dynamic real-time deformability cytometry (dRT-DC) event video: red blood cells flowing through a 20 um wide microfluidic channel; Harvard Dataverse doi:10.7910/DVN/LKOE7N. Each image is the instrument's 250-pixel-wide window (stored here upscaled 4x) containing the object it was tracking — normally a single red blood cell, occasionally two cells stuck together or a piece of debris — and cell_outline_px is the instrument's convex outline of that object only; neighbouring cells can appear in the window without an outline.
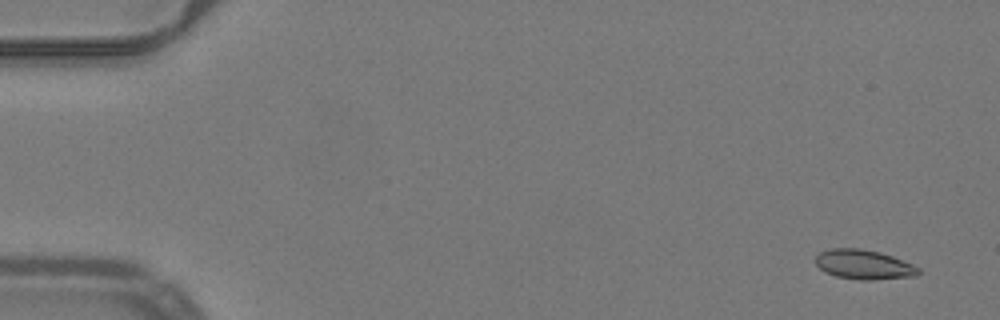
{"species": "common noctule bat (a hibernating species)", "species_latin": "Nyctalus noctula", "temperature_condition": "warm", "stored_images_in_passage": 18, "camera_frame_rate_fps": 3000, "um_per_image_px": 0.085, "animal": {"sex": "male", "body_mass_g": 19.2, "forearm_length_mm": 51.8}, "frame": {"image": 1, "passage_image": 3, "time_ms": 0.667, "image_size_px": [1000, 320], "cell_outline_px": [[920, 272], [916, 276], [872, 280], [860, 280], [836, 276], [824, 272], [816, 264], [816, 256], [820, 252], [832, 248], [860, 248], [880, 252], [892, 256], [912, 264], [920, 268]], "centroid_in_image_um": [73.43, 22.49], "position_along_channel_um": 11.6, "area_um2": 17.74}}
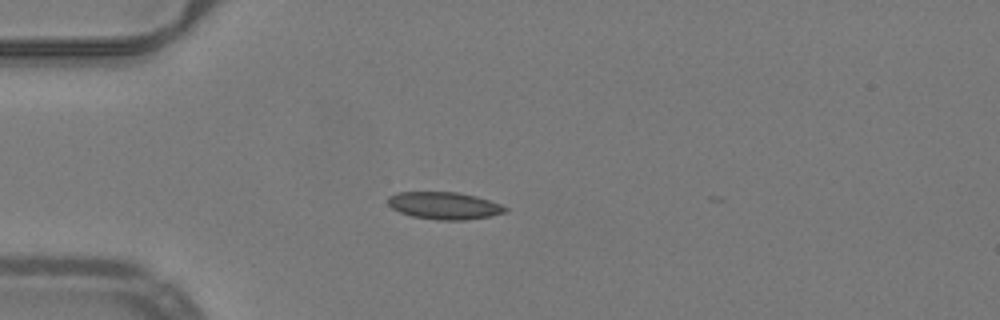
{"frame": {"image": 2, "passage_image": 15, "time_ms": 4.667, "image_size_px": [1000, 320], "cell_outline_px": [[508, 208], [504, 212], [488, 216], [468, 220], [436, 220], [412, 216], [400, 212], [392, 208], [388, 204], [388, 196], [396, 192], [456, 192], [476, 196], [500, 204]], "centroid_in_image_um": [37.72, 17.47], "position_along_channel_um": 47.3, "area_um2": 18.55}}